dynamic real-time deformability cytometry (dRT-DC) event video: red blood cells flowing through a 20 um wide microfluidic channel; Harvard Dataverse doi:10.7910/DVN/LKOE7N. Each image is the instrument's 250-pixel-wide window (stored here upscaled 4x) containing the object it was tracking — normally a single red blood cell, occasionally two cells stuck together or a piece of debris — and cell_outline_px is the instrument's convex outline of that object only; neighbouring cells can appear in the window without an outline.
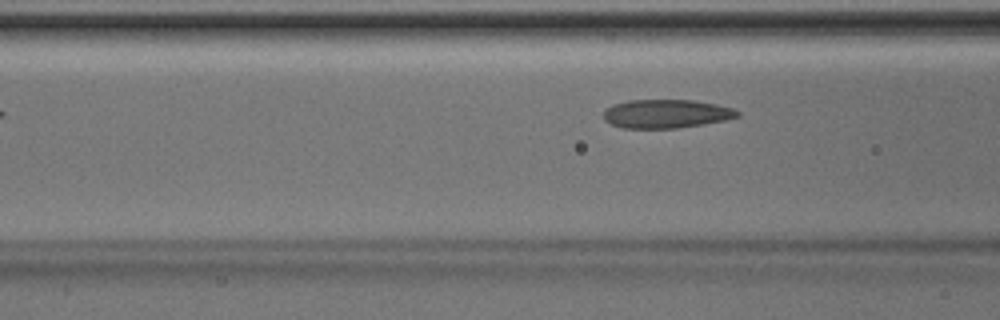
{"species": "Egyptian fruit bat (a non-hibernating species)", "species_latin": "Rousettus aegyptiacus", "temperature_condition": "room temperature", "stored_images_in_passage": 3, "camera_frame_rate_fps": 3000, "um_per_image_px": 0.085, "animal": {"sex": "male"}, "frame": {"image": 1, "passage_image": 3, "time_ms": 0.667, "image_size_px": [1000, 320], "cell_outline_px": [[740, 116], [724, 120], [704, 124], [676, 128], [624, 128], [612, 124], [604, 120], [604, 108], [612, 104], [628, 100], [692, 100], [716, 104], [732, 108], [740, 112]], "centroid_in_image_um": [56.6, 9.66], "position_along_channel_um": 110.0, "area_um2": 22.37}}